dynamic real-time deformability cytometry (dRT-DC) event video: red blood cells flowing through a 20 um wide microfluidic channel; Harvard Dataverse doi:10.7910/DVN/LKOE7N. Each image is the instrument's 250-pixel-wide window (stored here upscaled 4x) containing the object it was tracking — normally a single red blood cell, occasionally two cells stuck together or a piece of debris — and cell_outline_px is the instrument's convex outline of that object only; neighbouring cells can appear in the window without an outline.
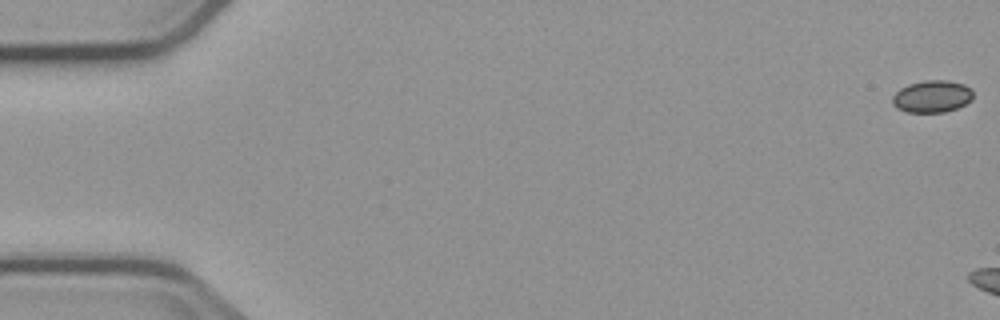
{"species": "common noctule bat (a hibernating species)", "species_latin": "Nyctalus noctula", "temperature_condition": "cold", "stored_images_in_passage": 3, "camera_frame_rate_fps": 3000, "um_per_image_px": 0.085, "animal": {"sex": "male", "body_mass_g": 23.1, "forearm_length_mm": 52.7}, "frame": {"image": 1, "passage_image": 1, "time_ms": 0.0, "image_size_px": [1000, 320], "cell_outline_px": [[972, 100], [956, 108], [944, 112], [908, 112], [896, 108], [892, 104], [892, 96], [900, 88], [908, 84], [928, 80], [944, 80], [964, 84], [972, 88]], "centroid_in_image_um": [79.21, 8.19], "position_along_channel_um": 5.8, "area_um2": 15.09}}